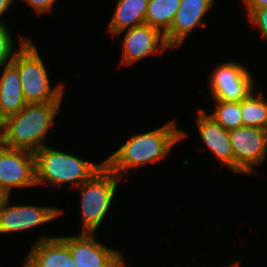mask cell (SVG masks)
Here are the masks:
<instances>
[{"instance_id":"44dd1931","label":"cell","mask_w":267,"mask_h":267,"mask_svg":"<svg viewBox=\"0 0 267 267\" xmlns=\"http://www.w3.org/2000/svg\"><path fill=\"white\" fill-rule=\"evenodd\" d=\"M247 16L250 23L258 27L262 38L267 41V7L253 9Z\"/></svg>"},{"instance_id":"52a82bcc","label":"cell","mask_w":267,"mask_h":267,"mask_svg":"<svg viewBox=\"0 0 267 267\" xmlns=\"http://www.w3.org/2000/svg\"><path fill=\"white\" fill-rule=\"evenodd\" d=\"M248 68L236 61L217 65L209 77V91L213 100L241 101L255 91Z\"/></svg>"},{"instance_id":"7c38bea8","label":"cell","mask_w":267,"mask_h":267,"mask_svg":"<svg viewBox=\"0 0 267 267\" xmlns=\"http://www.w3.org/2000/svg\"><path fill=\"white\" fill-rule=\"evenodd\" d=\"M215 0H181L169 30L164 34L170 48H178L194 28L206 25L205 14L213 8Z\"/></svg>"},{"instance_id":"3957f363","label":"cell","mask_w":267,"mask_h":267,"mask_svg":"<svg viewBox=\"0 0 267 267\" xmlns=\"http://www.w3.org/2000/svg\"><path fill=\"white\" fill-rule=\"evenodd\" d=\"M19 40V48L10 61L18 70L25 102H62L65 87L61 83L51 87L47 68L34 41L26 36H21Z\"/></svg>"},{"instance_id":"7402d4cb","label":"cell","mask_w":267,"mask_h":267,"mask_svg":"<svg viewBox=\"0 0 267 267\" xmlns=\"http://www.w3.org/2000/svg\"><path fill=\"white\" fill-rule=\"evenodd\" d=\"M38 15L52 12L56 0H24Z\"/></svg>"},{"instance_id":"4316f807","label":"cell","mask_w":267,"mask_h":267,"mask_svg":"<svg viewBox=\"0 0 267 267\" xmlns=\"http://www.w3.org/2000/svg\"><path fill=\"white\" fill-rule=\"evenodd\" d=\"M5 197L6 196L0 191V204L2 203Z\"/></svg>"},{"instance_id":"6da1fadb","label":"cell","mask_w":267,"mask_h":267,"mask_svg":"<svg viewBox=\"0 0 267 267\" xmlns=\"http://www.w3.org/2000/svg\"><path fill=\"white\" fill-rule=\"evenodd\" d=\"M186 135V131L177 127L176 121H169L162 127L129 137L104 160V165L121 178L133 169L166 158L172 148L186 138Z\"/></svg>"},{"instance_id":"2e32d148","label":"cell","mask_w":267,"mask_h":267,"mask_svg":"<svg viewBox=\"0 0 267 267\" xmlns=\"http://www.w3.org/2000/svg\"><path fill=\"white\" fill-rule=\"evenodd\" d=\"M149 0H118L108 24L107 32L116 36L119 32L145 23Z\"/></svg>"},{"instance_id":"7a4b0ae2","label":"cell","mask_w":267,"mask_h":267,"mask_svg":"<svg viewBox=\"0 0 267 267\" xmlns=\"http://www.w3.org/2000/svg\"><path fill=\"white\" fill-rule=\"evenodd\" d=\"M62 102L27 104L20 112L5 119L1 144L7 148L35 153L46 144Z\"/></svg>"},{"instance_id":"e0dca14e","label":"cell","mask_w":267,"mask_h":267,"mask_svg":"<svg viewBox=\"0 0 267 267\" xmlns=\"http://www.w3.org/2000/svg\"><path fill=\"white\" fill-rule=\"evenodd\" d=\"M181 0H149L145 23L163 35L169 30Z\"/></svg>"},{"instance_id":"603a6c76","label":"cell","mask_w":267,"mask_h":267,"mask_svg":"<svg viewBox=\"0 0 267 267\" xmlns=\"http://www.w3.org/2000/svg\"><path fill=\"white\" fill-rule=\"evenodd\" d=\"M248 15L253 9L267 7V0H243Z\"/></svg>"},{"instance_id":"cb8c5ba5","label":"cell","mask_w":267,"mask_h":267,"mask_svg":"<svg viewBox=\"0 0 267 267\" xmlns=\"http://www.w3.org/2000/svg\"><path fill=\"white\" fill-rule=\"evenodd\" d=\"M14 0H0V25H4V22L1 20V16L10 9Z\"/></svg>"},{"instance_id":"484cf974","label":"cell","mask_w":267,"mask_h":267,"mask_svg":"<svg viewBox=\"0 0 267 267\" xmlns=\"http://www.w3.org/2000/svg\"><path fill=\"white\" fill-rule=\"evenodd\" d=\"M233 262V264H229V266H225V267H238V265H239V263H238V261L236 262V263H234V261H232Z\"/></svg>"},{"instance_id":"ac0fdd59","label":"cell","mask_w":267,"mask_h":267,"mask_svg":"<svg viewBox=\"0 0 267 267\" xmlns=\"http://www.w3.org/2000/svg\"><path fill=\"white\" fill-rule=\"evenodd\" d=\"M241 116L243 126L267 129V99L262 91L258 95L252 91L241 100Z\"/></svg>"},{"instance_id":"4fadbf2b","label":"cell","mask_w":267,"mask_h":267,"mask_svg":"<svg viewBox=\"0 0 267 267\" xmlns=\"http://www.w3.org/2000/svg\"><path fill=\"white\" fill-rule=\"evenodd\" d=\"M23 267H76L69 247L60 236H40L28 253Z\"/></svg>"},{"instance_id":"ffe728a7","label":"cell","mask_w":267,"mask_h":267,"mask_svg":"<svg viewBox=\"0 0 267 267\" xmlns=\"http://www.w3.org/2000/svg\"><path fill=\"white\" fill-rule=\"evenodd\" d=\"M14 40L6 25H0V66L9 62L14 54Z\"/></svg>"},{"instance_id":"ba28073f","label":"cell","mask_w":267,"mask_h":267,"mask_svg":"<svg viewBox=\"0 0 267 267\" xmlns=\"http://www.w3.org/2000/svg\"><path fill=\"white\" fill-rule=\"evenodd\" d=\"M96 233L60 236L69 247L76 267H126L121 252L95 239Z\"/></svg>"},{"instance_id":"8fae6325","label":"cell","mask_w":267,"mask_h":267,"mask_svg":"<svg viewBox=\"0 0 267 267\" xmlns=\"http://www.w3.org/2000/svg\"><path fill=\"white\" fill-rule=\"evenodd\" d=\"M125 33L122 40V59L123 66H130L143 58L153 54H163L167 49H171L164 38V35L144 23L119 32L116 36Z\"/></svg>"},{"instance_id":"d4e9b609","label":"cell","mask_w":267,"mask_h":267,"mask_svg":"<svg viewBox=\"0 0 267 267\" xmlns=\"http://www.w3.org/2000/svg\"><path fill=\"white\" fill-rule=\"evenodd\" d=\"M4 131H5V118L0 113V142L3 138Z\"/></svg>"},{"instance_id":"277c9868","label":"cell","mask_w":267,"mask_h":267,"mask_svg":"<svg viewBox=\"0 0 267 267\" xmlns=\"http://www.w3.org/2000/svg\"><path fill=\"white\" fill-rule=\"evenodd\" d=\"M36 184L46 183L51 186L61 187L63 184L72 183L71 189L88 181L103 166L85 161L77 156L58 151L45 145L34 153Z\"/></svg>"},{"instance_id":"5b68a950","label":"cell","mask_w":267,"mask_h":267,"mask_svg":"<svg viewBox=\"0 0 267 267\" xmlns=\"http://www.w3.org/2000/svg\"><path fill=\"white\" fill-rule=\"evenodd\" d=\"M121 180L105 165L79 188L81 200V233H95L111 208Z\"/></svg>"},{"instance_id":"9c48e42d","label":"cell","mask_w":267,"mask_h":267,"mask_svg":"<svg viewBox=\"0 0 267 267\" xmlns=\"http://www.w3.org/2000/svg\"><path fill=\"white\" fill-rule=\"evenodd\" d=\"M34 185L37 186L34 153L0 143V191L10 196L13 188Z\"/></svg>"},{"instance_id":"8992f818","label":"cell","mask_w":267,"mask_h":267,"mask_svg":"<svg viewBox=\"0 0 267 267\" xmlns=\"http://www.w3.org/2000/svg\"><path fill=\"white\" fill-rule=\"evenodd\" d=\"M234 152V173L257 174L256 166L267 157V129L239 127L229 131Z\"/></svg>"},{"instance_id":"9a60e30c","label":"cell","mask_w":267,"mask_h":267,"mask_svg":"<svg viewBox=\"0 0 267 267\" xmlns=\"http://www.w3.org/2000/svg\"><path fill=\"white\" fill-rule=\"evenodd\" d=\"M0 113L6 119L20 112L27 103L22 91L21 79L16 66L7 62L0 66Z\"/></svg>"},{"instance_id":"5bb4252c","label":"cell","mask_w":267,"mask_h":267,"mask_svg":"<svg viewBox=\"0 0 267 267\" xmlns=\"http://www.w3.org/2000/svg\"><path fill=\"white\" fill-rule=\"evenodd\" d=\"M195 121L201 141L220 160L222 166H227L234 172V152L229 131L208 116L204 109L198 111Z\"/></svg>"},{"instance_id":"d6986e66","label":"cell","mask_w":267,"mask_h":267,"mask_svg":"<svg viewBox=\"0 0 267 267\" xmlns=\"http://www.w3.org/2000/svg\"><path fill=\"white\" fill-rule=\"evenodd\" d=\"M216 108L210 114L207 113L216 123L227 131L243 126L241 116V101L214 100Z\"/></svg>"},{"instance_id":"30bf717a","label":"cell","mask_w":267,"mask_h":267,"mask_svg":"<svg viewBox=\"0 0 267 267\" xmlns=\"http://www.w3.org/2000/svg\"><path fill=\"white\" fill-rule=\"evenodd\" d=\"M9 198L6 196L0 204V234L18 233L45 225L64 214V210L56 205H10Z\"/></svg>"}]
</instances>
